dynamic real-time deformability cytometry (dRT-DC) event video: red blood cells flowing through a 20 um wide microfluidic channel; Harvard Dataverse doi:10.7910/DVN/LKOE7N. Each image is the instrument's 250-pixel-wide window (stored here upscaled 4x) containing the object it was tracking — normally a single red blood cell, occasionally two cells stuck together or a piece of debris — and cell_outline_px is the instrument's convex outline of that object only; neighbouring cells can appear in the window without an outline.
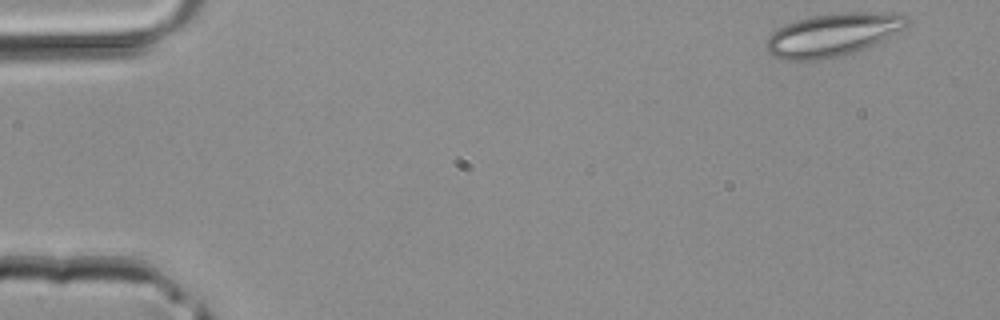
{"species": "common noctule bat (a hibernating species)", "species_latin": "Nyctalus noctula", "temperature_condition": "room temperature", "stored_images_in_passage": 41, "camera_frame_rate_fps": 3000, "um_per_image_px": 0.085, "animal": {"sex": "male", "body_mass_g": 20.4}, "frame": {"image": 1, "passage_image": 1, "time_ms": 0.0, "image_size_px": [1000, 320], "cell_outline_px": [[908, 24], [904, 28], [864, 48], [844, 56], [816, 60], [784, 60], [772, 56], [764, 48], [764, 40], [776, 28], [784, 24], [796, 20], [812, 16], [844, 12], [892, 12], [904, 16], [908, 20]], "centroid_in_image_um": [70.69, 2.96], "position_along_channel_um": 14.3, "area_um2": 35.32}}
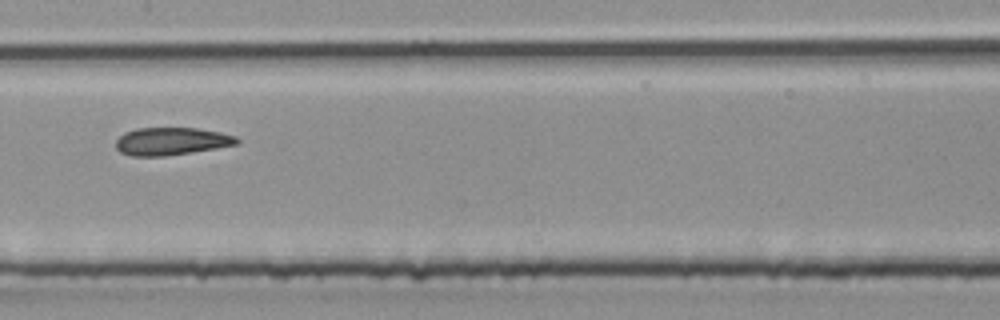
{"frame": {"image": 2, "passage_image": 20, "time_ms": 6.333, "image_size_px": [1000, 320], "cell_outline_px": [[240, 144], [216, 148], [164, 156], [132, 156], [120, 152], [116, 148], [116, 140], [124, 132], [136, 128], [196, 128], [220, 132], [236, 136], [240, 140]], "centroid_in_image_um": [14.57, 12.0], "position_along_channel_um": 192.8, "area_um2": 19.54}}
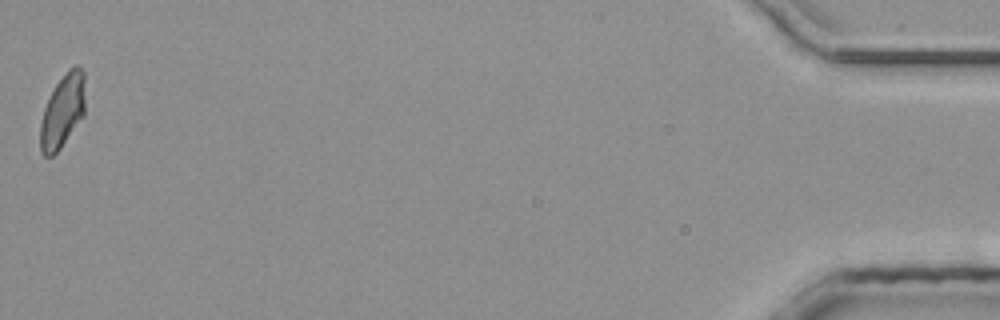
{"frame": {"image": 3, "passage_image": 41, "time_ms": 13.333, "image_size_px": [1000, 320], "cell_outline_px": [[84, 116], [60, 148], [52, 156], [44, 156], [40, 152], [40, 124], [44, 108], [56, 84], [68, 68], [76, 64], [84, 72]], "centroid_in_image_um": [5.32, 9.44], "position_along_channel_um": 429.9, "area_um2": 19.13}}